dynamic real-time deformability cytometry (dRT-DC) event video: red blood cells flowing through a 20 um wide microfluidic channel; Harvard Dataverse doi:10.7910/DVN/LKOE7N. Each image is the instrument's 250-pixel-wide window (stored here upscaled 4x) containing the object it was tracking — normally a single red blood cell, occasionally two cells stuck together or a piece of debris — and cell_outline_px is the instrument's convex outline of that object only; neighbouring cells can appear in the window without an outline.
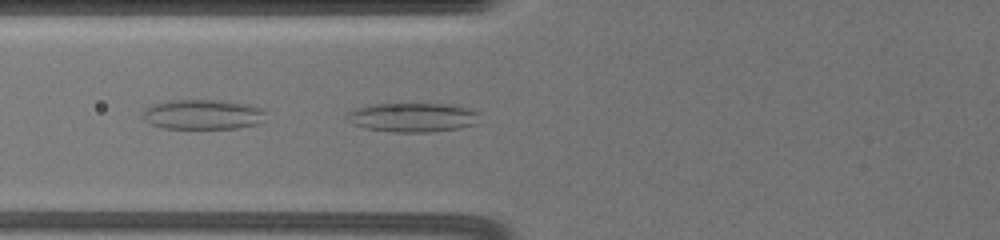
{"species": "common noctule bat (a hibernating species)", "species_latin": "Nyctalus noctula", "temperature_condition": "warm", "stored_images_in_passage": 38, "segment_of_instrument_passage": [2, 2], "camera_frame_rate_fps": 3000, "um_per_image_px": 0.085, "animal": {"sex": "female", "body_mass_g": 19.5, "forearm_length_mm": 54.1}, "frame": {"image": 1, "passage_image": 17, "time_ms": 9.333, "image_size_px": [1000, 240], "cell_outline_px": [[480, 112], [476, 124], [460, 128], [428, 132], [392, 132], [364, 128], [352, 124], [344, 120], [344, 116], [348, 112], [356, 108], [376, 104], [452, 104], [468, 108]], "centroid_in_image_um": [35.05, 9.98], "position_along_channel_um": 90.8, "area_um2": 22.77}}
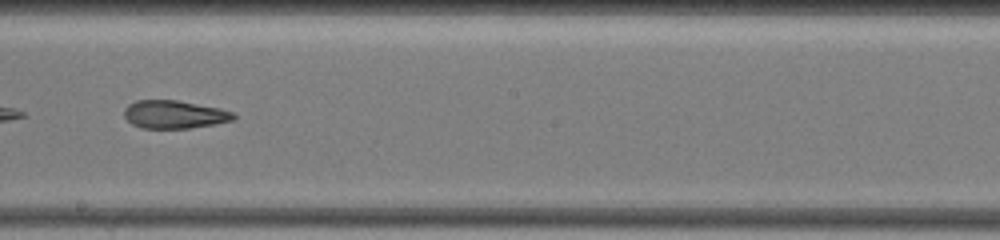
{"frame": {"image": 2, "passage_image": 24, "time_ms": 13.333, "image_size_px": [1000, 240], "cell_outline_px": [[236, 116], [232, 120], [216, 124], [188, 128], [140, 128], [132, 124], [124, 116], [124, 108], [128, 104], [136, 100], [176, 100], [220, 108], [232, 112]], "centroid_in_image_um": [14.79, 9.72], "position_along_channel_um": 233.4, "area_um2": 17.86}}
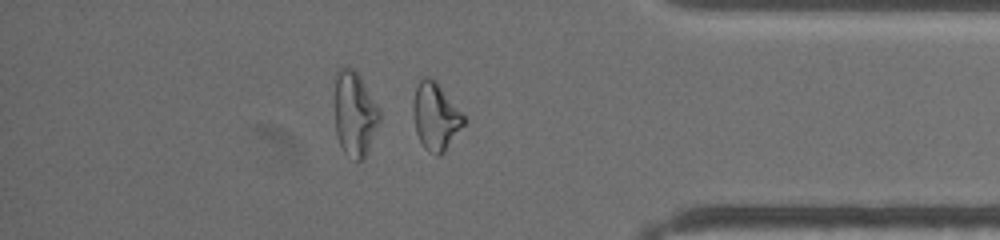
{"frame": {"image": 3, "passage_image": 34, "time_ms": 18.333, "image_size_px": [1000, 240], "cell_outline_px": [[468, 120], [444, 152], [440, 156], [436, 156], [428, 152], [424, 148], [416, 132], [412, 112], [412, 104], [416, 88], [420, 80], [424, 76], [428, 76], [436, 80]], "centroid_in_image_um": [37.03, 9.91], "position_along_channel_um": 398.2, "area_um2": 20.11}}